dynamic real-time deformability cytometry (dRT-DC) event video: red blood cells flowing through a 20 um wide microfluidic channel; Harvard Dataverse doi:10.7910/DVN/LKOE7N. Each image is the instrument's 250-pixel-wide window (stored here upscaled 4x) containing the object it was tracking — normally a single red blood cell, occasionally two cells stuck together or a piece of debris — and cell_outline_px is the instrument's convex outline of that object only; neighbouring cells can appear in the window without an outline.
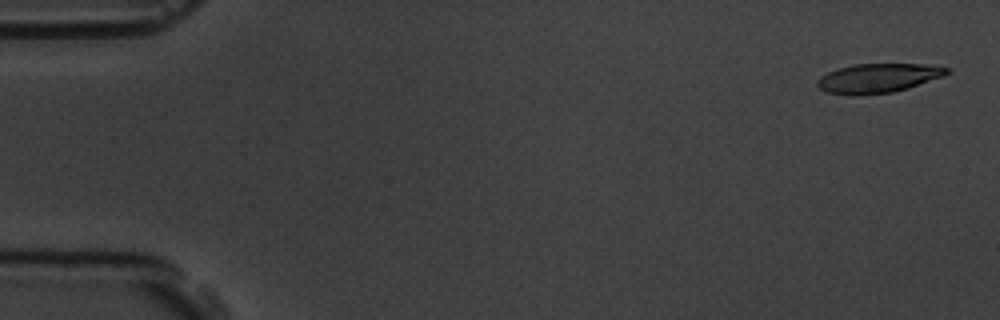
{"species": "common noctule bat (a hibernating species)", "species_latin": "Nyctalus noctula", "temperature_condition": "room temperature", "stored_images_in_passage": 5, "camera_frame_rate_fps": 3000, "um_per_image_px": 0.085, "animal": {"sex": "male", "body_mass_g": 19.5, "forearm_length_mm": 54.6}, "frame": {"image": 1, "passage_image": 1, "time_ms": 0.0, "image_size_px": [1000, 320], "cell_outline_px": [[952, 72], [944, 76], [908, 88], [892, 92], [852, 96], [848, 96], [828, 92], [820, 88], [816, 84], [816, 80], [820, 76], [828, 72], [840, 68], [856, 64], [924, 64], [948, 68]], "centroid_in_image_um": [74.63, 6.65], "position_along_channel_um": 10.4, "area_um2": 22.08}}
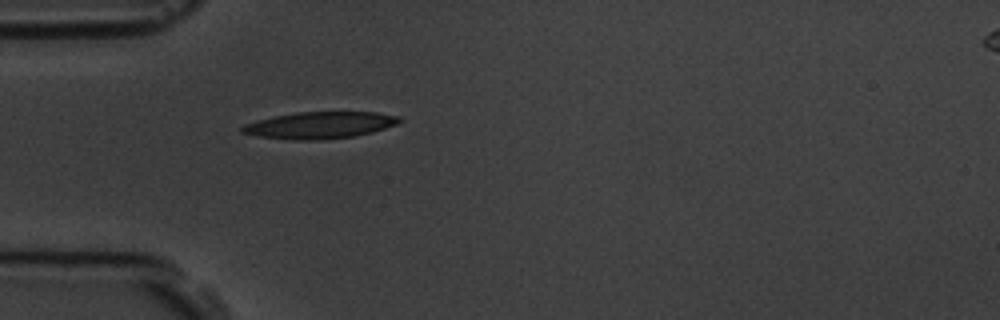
{"frame": {"image": 2, "passage_image": 5, "time_ms": 4.667, "image_size_px": [1000, 320], "cell_outline_px": [[404, 120], [396, 124], [372, 132], [356, 136], [320, 140], [292, 140], [260, 136], [240, 132], [240, 128], [244, 124], [276, 116], [296, 112], [376, 112], [400, 116]], "centroid_in_image_um": [27.22, 10.64], "position_along_channel_um": 57.8, "area_um2": 24.45}}